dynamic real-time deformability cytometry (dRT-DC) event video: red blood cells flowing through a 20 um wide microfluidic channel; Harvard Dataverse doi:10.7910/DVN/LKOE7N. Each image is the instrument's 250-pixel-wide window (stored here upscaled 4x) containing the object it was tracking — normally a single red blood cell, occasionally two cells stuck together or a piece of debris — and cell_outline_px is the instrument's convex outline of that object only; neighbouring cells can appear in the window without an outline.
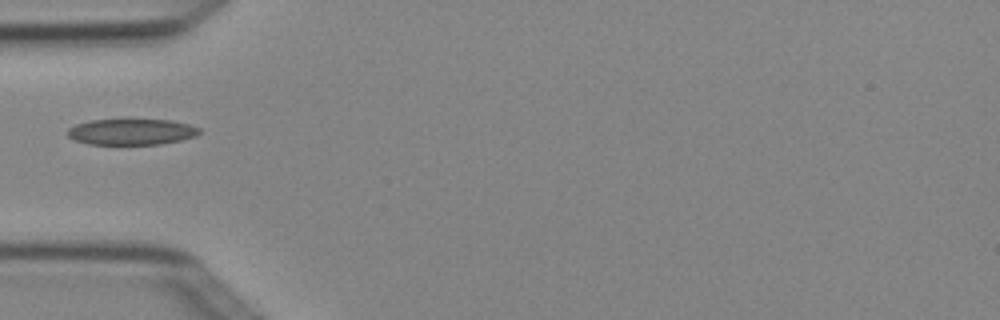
{"species": "Egyptian fruit bat (a non-hibernating species)", "species_latin": "Rousettus aegyptiacus", "temperature_condition": "cold", "stored_images_in_passage": 6, "camera_frame_rate_fps": 3000, "um_per_image_px": 0.085, "animal": {"sex": "female"}, "frame": {"image": 1, "passage_image": 5, "time_ms": 1.333, "image_size_px": [1000, 320], "cell_outline_px": [[200, 132], [196, 136], [180, 140], [160, 144], [88, 144], [76, 140], [68, 136], [64, 132], [68, 128], [76, 124], [92, 120], [172, 120], [188, 124], [200, 128]], "centroid_in_image_um": [11.16, 11.2], "position_along_channel_um": 73.8, "area_um2": 19.88}}
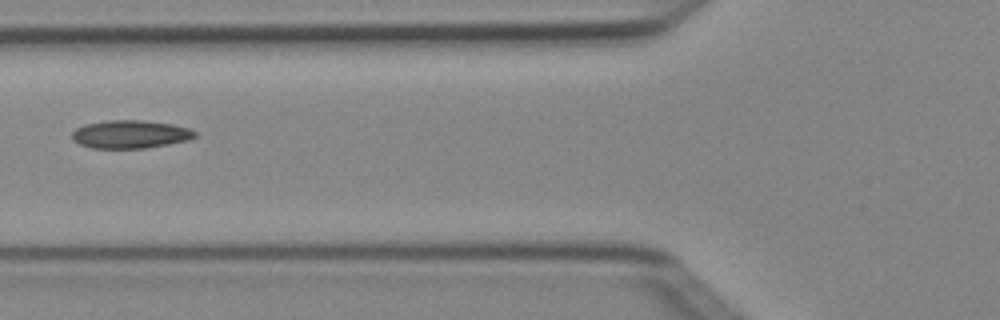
{"frame": {"image": 2, "passage_image": 6, "time_ms": 1.667, "image_size_px": [1000, 320], "cell_outline_px": [[196, 136], [188, 140], [148, 148], [92, 148], [80, 144], [72, 140], [72, 132], [76, 128], [84, 124], [108, 120], [144, 120], [172, 124], [188, 128], [196, 132]], "centroid_in_image_um": [11.06, 11.41], "position_along_channel_um": 114.7, "area_um2": 20.17}}